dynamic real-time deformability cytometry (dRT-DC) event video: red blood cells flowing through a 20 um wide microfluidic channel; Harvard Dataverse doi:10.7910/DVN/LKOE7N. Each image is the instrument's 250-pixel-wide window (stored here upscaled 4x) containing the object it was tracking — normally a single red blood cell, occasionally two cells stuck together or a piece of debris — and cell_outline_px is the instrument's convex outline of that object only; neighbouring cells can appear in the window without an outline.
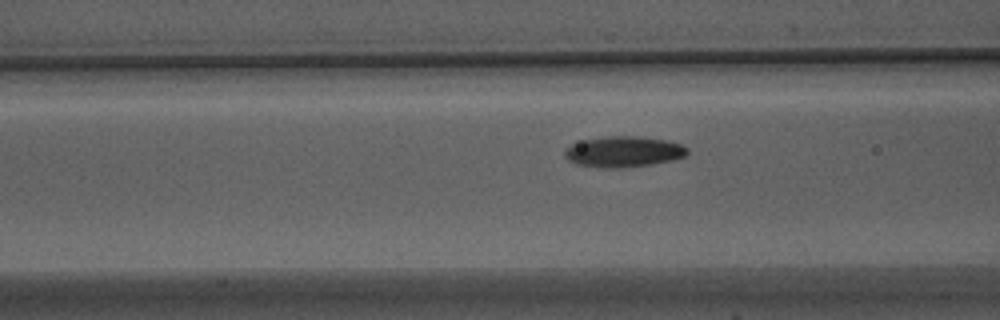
{"species": "Egyptian fruit bat (a non-hibernating species)", "species_latin": "Rousettus aegyptiacus", "temperature_condition": "warm", "stored_images_in_passage": 38, "camera_frame_rate_fps": 3000, "um_per_image_px": 0.085, "animal": {"sex": "male"}, "frame": {"image": 1, "passage_image": 5, "time_ms": 1.333, "image_size_px": [1000, 320], "cell_outline_px": [[688, 152], [684, 156], [676, 160], [652, 164], [620, 168], [604, 168], [576, 164], [568, 160], [564, 156], [564, 152], [572, 144], [584, 140], [604, 136], [636, 136], [668, 140], [680, 144], [688, 148]], "centroid_in_image_um": [53.02, 12.9], "position_along_channel_um": 113.6, "area_um2": 22.08}}
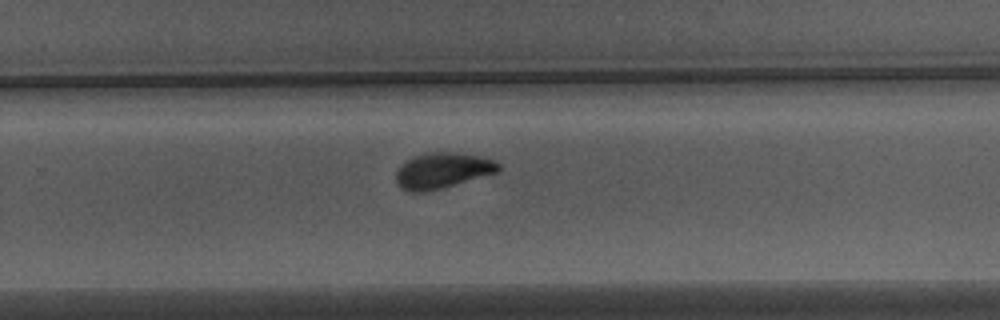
{"frame": {"image": 2, "passage_image": 19, "time_ms": 6.0, "image_size_px": [1000, 320], "cell_outline_px": [[500, 168], [496, 172], [440, 188], [424, 192], [408, 192], [400, 188], [396, 180], [396, 172], [400, 164], [404, 160], [412, 156], [432, 152], [456, 152], [480, 156], [496, 160], [500, 164]], "centroid_in_image_um": [37.56, 14.48], "position_along_channel_um": 292.2, "area_um2": 21.27}}
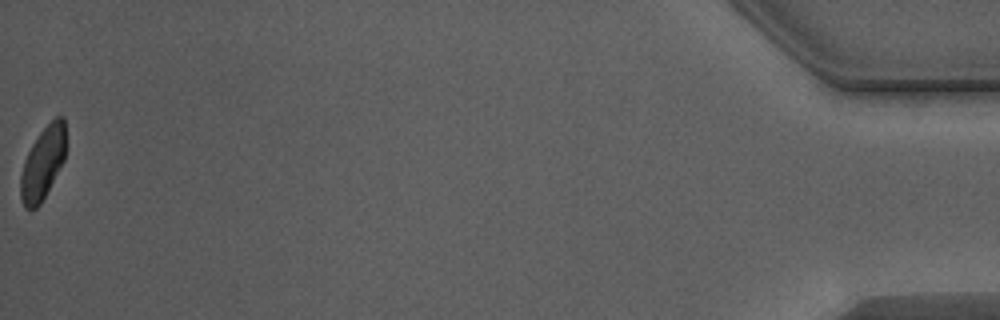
{"frame": {"image": 3, "passage_image": 38, "time_ms": 12.333, "image_size_px": [1000, 320], "cell_outline_px": [[64, 160], [40, 204], [36, 208], [24, 208], [20, 196], [20, 176], [24, 160], [32, 144], [40, 132], [56, 116], [64, 116]], "centroid_in_image_um": [3.61, 13.88], "position_along_channel_um": 431.6, "area_um2": 18.73}, "authors_computed_cell_mechanics": {"area_um2": 20.7791, "velocity_mm_per_s": 3.8345, "shape_relaxation_time_tau1_ms": 3.0712, "shape_relaxation_time_tau2_ms": 2.2616, "deformation_change_tau1": 0.1265, "deformation_change_tau2": 0.0806}}